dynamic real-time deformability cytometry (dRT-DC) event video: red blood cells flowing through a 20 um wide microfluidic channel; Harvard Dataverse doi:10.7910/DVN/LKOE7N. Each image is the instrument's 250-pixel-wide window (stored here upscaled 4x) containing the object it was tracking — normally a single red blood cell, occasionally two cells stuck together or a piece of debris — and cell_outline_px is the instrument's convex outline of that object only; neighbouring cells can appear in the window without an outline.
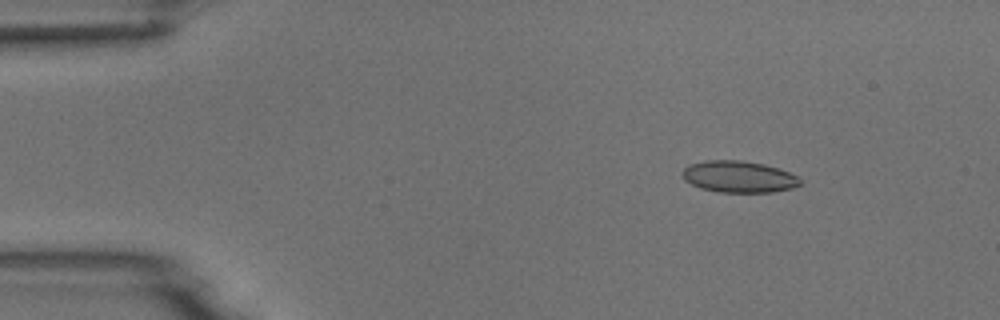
{"species": "common noctule bat (a hibernating species)", "species_latin": "Nyctalus noctula", "temperature_condition": "room temperature", "stored_images_in_passage": 6, "camera_frame_rate_fps": 3000, "um_per_image_px": 0.085, "animal": {"sex": "male", "body_mass_g": 18.8}, "frame": {"image": 1, "passage_image": 2, "time_ms": 1.333, "image_size_px": [1000, 320], "cell_outline_px": [[800, 184], [792, 188], [772, 192], [720, 192], [700, 188], [684, 180], [680, 172], [684, 168], [692, 164], [704, 160], [740, 160], [764, 164], [788, 172], [796, 176], [800, 180]], "centroid_in_image_um": [62.75, 15.02], "position_along_channel_um": 22.3, "area_um2": 21.56}}
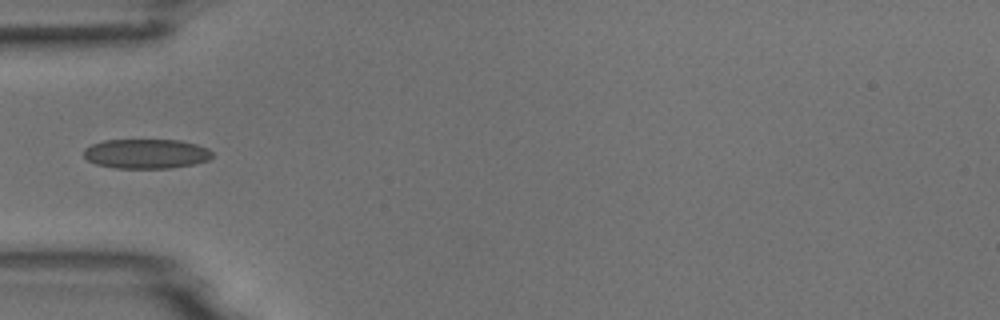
{"frame": {"image": 2, "passage_image": 5, "time_ms": 4.667, "image_size_px": [1000, 320], "cell_outline_px": [[212, 156], [208, 160], [196, 164], [172, 168], [116, 168], [96, 164], [88, 160], [84, 156], [84, 148], [92, 144], [104, 140], [180, 140], [196, 144], [208, 148], [212, 152]], "centroid_in_image_um": [12.44, 13.07], "position_along_channel_um": 72.6, "area_um2": 22.25}}